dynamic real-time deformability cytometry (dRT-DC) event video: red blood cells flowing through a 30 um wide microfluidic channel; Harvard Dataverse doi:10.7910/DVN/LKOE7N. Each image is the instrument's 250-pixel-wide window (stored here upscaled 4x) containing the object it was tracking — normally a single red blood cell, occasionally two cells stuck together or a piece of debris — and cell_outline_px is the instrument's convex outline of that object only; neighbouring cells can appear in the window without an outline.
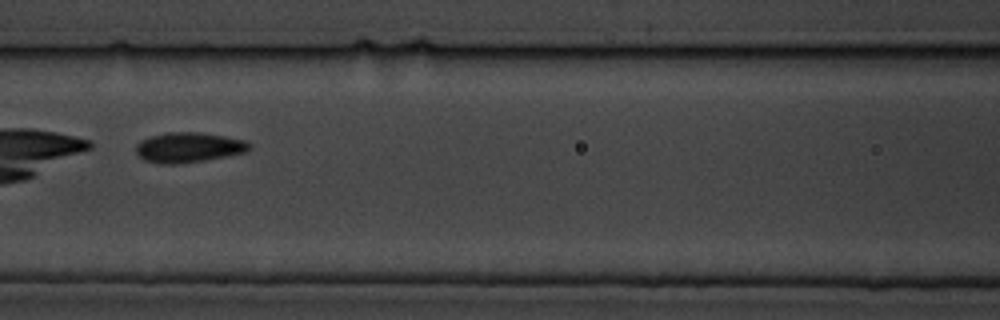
{"species": "common noctule bat (a hibernating species)", "species_latin": "Nyctalus noctula", "temperature_condition": "cold", "stored_images_in_passage": 11, "camera_frame_rate_fps": 3000, "um_per_image_px": 0.085, "animal": {"sex": "male", "body_mass_g": 19.5, "forearm_length_mm": 54.6}, "frame": {"image": 1, "passage_image": 8, "time_ms": 9.0, "image_size_px": [1000, 320], "cell_outline_px": [[252, 148], [248, 152], [228, 156], [204, 160], [176, 164], [160, 164], [144, 160], [136, 152], [136, 144], [140, 140], [152, 136], [168, 132], [200, 132], [248, 140], [252, 144]], "centroid_in_image_um": [16.09, 12.53], "position_along_channel_um": 150.5, "area_um2": 20.11}}